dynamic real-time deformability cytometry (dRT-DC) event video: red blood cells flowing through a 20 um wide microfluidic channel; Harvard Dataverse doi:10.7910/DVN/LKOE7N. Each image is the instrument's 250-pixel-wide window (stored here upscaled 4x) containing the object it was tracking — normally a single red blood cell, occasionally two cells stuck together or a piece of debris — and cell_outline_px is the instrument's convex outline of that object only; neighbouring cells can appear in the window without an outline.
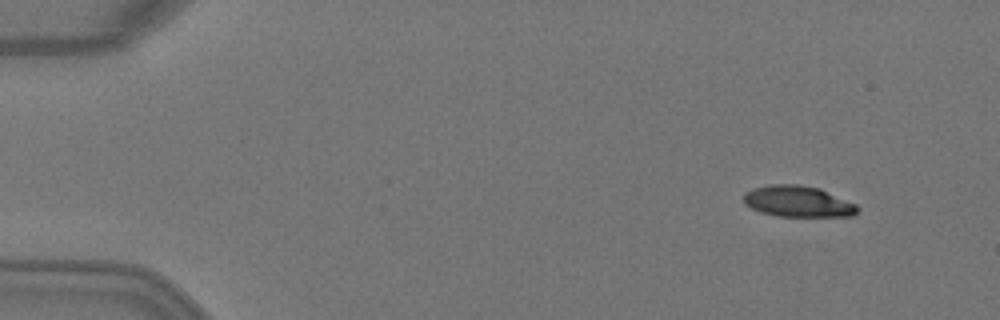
{"species": "Egyptian fruit bat (a non-hibernating species)", "species_latin": "Rousettus aegyptiacus", "temperature_condition": "warm", "stored_images_in_passage": 5, "camera_frame_rate_fps": 3000, "um_per_image_px": 0.085, "animal": {"sex": "female"}, "frame": {"image": 1, "passage_image": 2, "time_ms": 0.333, "image_size_px": [1000, 320], "cell_outline_px": [[860, 208], [852, 216], [776, 216], [760, 212], [744, 204], [744, 192], [752, 188], [768, 184], [800, 184], [820, 188], [856, 204]], "centroid_in_image_um": [67.8, 17.11], "position_along_channel_um": 17.2, "area_um2": 20.81}}